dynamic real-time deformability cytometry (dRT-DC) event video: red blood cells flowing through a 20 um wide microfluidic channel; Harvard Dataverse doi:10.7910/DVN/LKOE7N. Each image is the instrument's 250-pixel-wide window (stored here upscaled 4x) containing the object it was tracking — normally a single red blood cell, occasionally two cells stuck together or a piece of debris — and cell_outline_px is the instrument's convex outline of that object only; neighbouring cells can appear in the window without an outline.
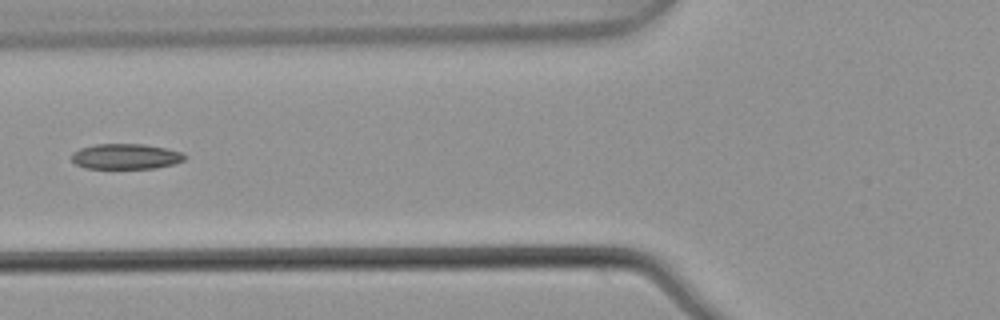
{"species": "common noctule bat (a hibernating species)", "species_latin": "Nyctalus noctula", "temperature_condition": "warm", "stored_images_in_passage": 6, "camera_frame_rate_fps": 3000, "um_per_image_px": 0.085, "animal": {"sex": "male", "body_mass_g": 21.5, "forearm_length_mm": 52.0}, "frame": {"image": 1, "passage_image": 6, "time_ms": 1.667, "image_size_px": [1000, 320], "cell_outline_px": [[184, 160], [176, 164], [156, 168], [84, 168], [76, 164], [72, 160], [72, 152], [80, 148], [96, 144], [144, 144], [164, 148], [180, 152], [184, 156]], "centroid_in_image_um": [10.66, 13.3], "position_along_channel_um": 115.1, "area_um2": 16.65}}